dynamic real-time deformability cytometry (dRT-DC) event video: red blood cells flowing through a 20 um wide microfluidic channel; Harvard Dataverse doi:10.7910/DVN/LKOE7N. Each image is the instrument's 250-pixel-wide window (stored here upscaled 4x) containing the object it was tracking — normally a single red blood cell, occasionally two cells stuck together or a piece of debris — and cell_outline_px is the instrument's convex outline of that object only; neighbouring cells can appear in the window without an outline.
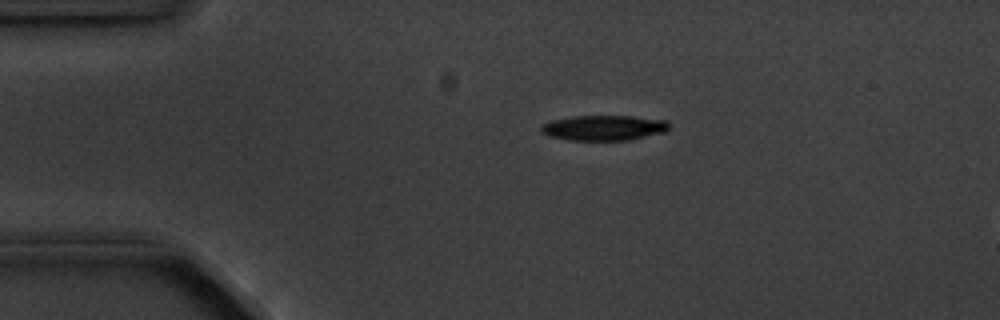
{"species": "common noctule bat (a hibernating species)", "species_latin": "Nyctalus noctula", "temperature_condition": "cold", "stored_images_in_passage": 3, "segment_of_instrument_passage": [1, 2], "camera_frame_rate_fps": 3000, "um_per_image_px": 0.085, "animal": {"sex": "male", "body_mass_g": 20.1, "forearm_length_mm": 53.5}, "frame": {"image": 1, "passage_image": 1, "time_ms": 0.0, "image_size_px": [1000, 320], "cell_outline_px": [[668, 128], [664, 132], [628, 140], [568, 140], [548, 136], [540, 132], [540, 124], [552, 120], [572, 116], [632, 116], [668, 120]], "centroid_in_image_um": [51.27, 10.86], "position_along_channel_um": 33.7, "area_um2": 18.9}}